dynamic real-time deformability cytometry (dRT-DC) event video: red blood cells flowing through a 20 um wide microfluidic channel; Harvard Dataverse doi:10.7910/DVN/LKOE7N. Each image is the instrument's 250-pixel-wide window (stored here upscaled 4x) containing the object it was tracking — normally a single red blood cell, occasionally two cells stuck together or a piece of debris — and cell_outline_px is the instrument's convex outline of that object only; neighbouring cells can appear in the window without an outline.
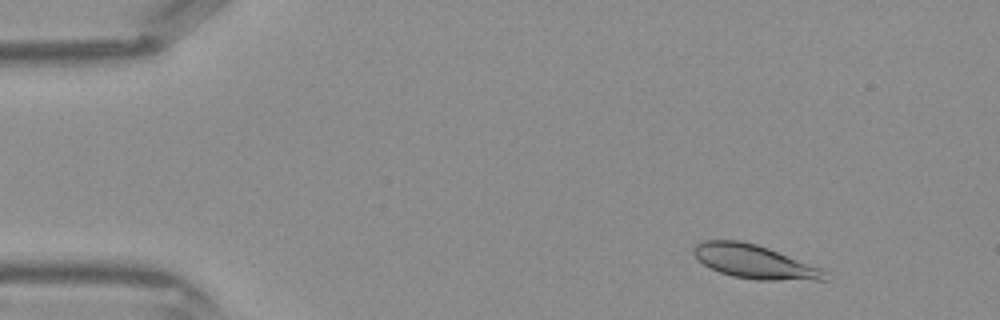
{"species": "Egyptian fruit bat (a non-hibernating species)", "species_latin": "Rousettus aegyptiacus", "temperature_condition": "warm", "stored_images_in_passage": 40, "camera_frame_rate_fps": 3000, "um_per_image_px": 0.085, "frame": {"image": 1, "passage_image": 2, "time_ms": 0.333, "image_size_px": [1000, 320], "cell_outline_px": [[828, 280], [756, 280], [732, 276], [720, 272], [696, 260], [692, 252], [692, 248], [696, 244], [704, 240], [740, 240], [756, 244], [768, 248], [820, 268], [828, 272]], "centroid_in_image_um": [64.1, 22.24], "position_along_channel_um": 20.9, "area_um2": 25.78}}
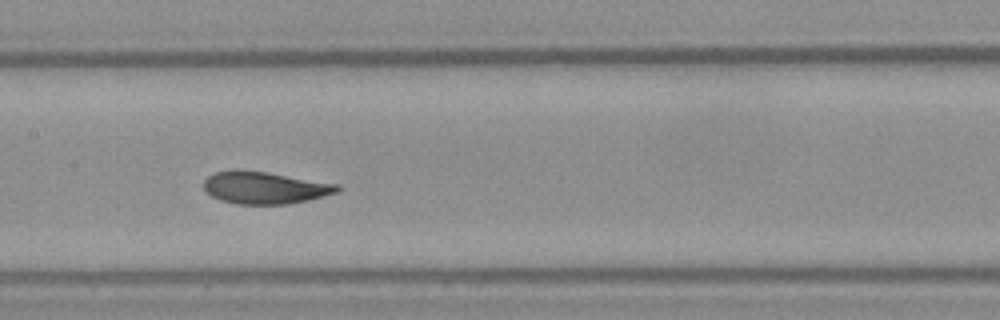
{"frame": {"image": 2, "passage_image": 18, "time_ms": 5.667, "image_size_px": [1000, 320], "cell_outline_px": [[340, 192], [308, 200], [288, 204], [236, 204], [220, 200], [204, 192], [204, 180], [208, 176], [216, 172], [232, 168], [240, 168], [268, 172], [340, 184]], "centroid_in_image_um": [22.49, 15.93], "position_along_channel_um": 184.9, "area_um2": 25.61}}
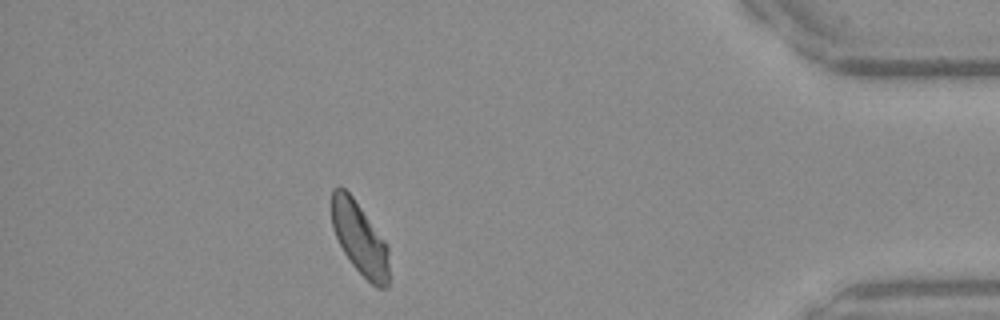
{"frame": {"image": 3, "passage_image": 35, "time_ms": 11.333, "image_size_px": [1000, 320], "cell_outline_px": [[388, 288], [376, 288], [352, 264], [344, 252], [332, 228], [332, 188], [340, 184], [352, 196], [388, 244]], "centroid_in_image_um": [30.58, 20.25], "position_along_channel_um": 404.6, "area_um2": 24.1}}